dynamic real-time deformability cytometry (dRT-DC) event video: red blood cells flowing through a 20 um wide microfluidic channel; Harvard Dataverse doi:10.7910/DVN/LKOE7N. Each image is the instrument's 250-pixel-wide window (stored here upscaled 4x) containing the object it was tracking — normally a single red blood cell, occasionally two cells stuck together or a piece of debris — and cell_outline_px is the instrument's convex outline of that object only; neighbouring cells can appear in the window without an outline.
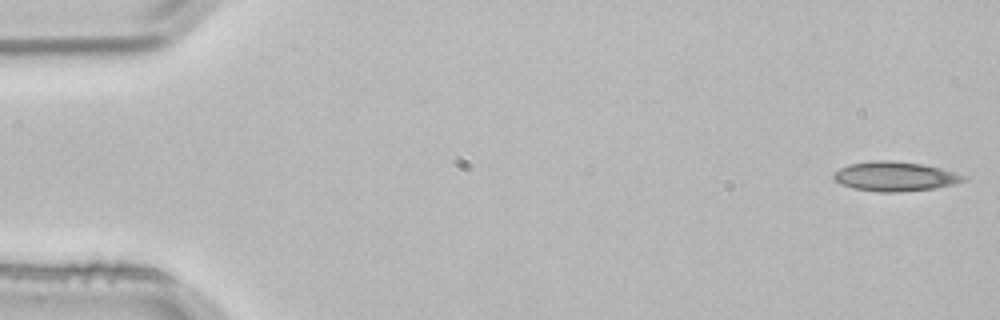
{"species": "common noctule bat (a hibernating species)", "species_latin": "Nyctalus noctula", "temperature_condition": "room temperature", "stored_images_in_passage": 52, "camera_frame_rate_fps": 3000, "um_per_image_px": 0.085, "animal": {"sex": "male", "body_mass_g": 21.5, "forearm_length_mm": 52.0}, "frame": {"image": 1, "passage_image": 1, "time_ms": 0.0, "image_size_px": [1000, 320], "cell_outline_px": [[968, 180], [956, 184], [936, 188], [900, 192], [880, 192], [852, 188], [840, 184], [832, 176], [832, 172], [848, 164], [872, 160], [888, 160], [924, 164], [940, 168], [968, 176]], "centroid_in_image_um": [76.09, 14.99], "position_along_channel_um": 8.9, "area_um2": 22.66}}
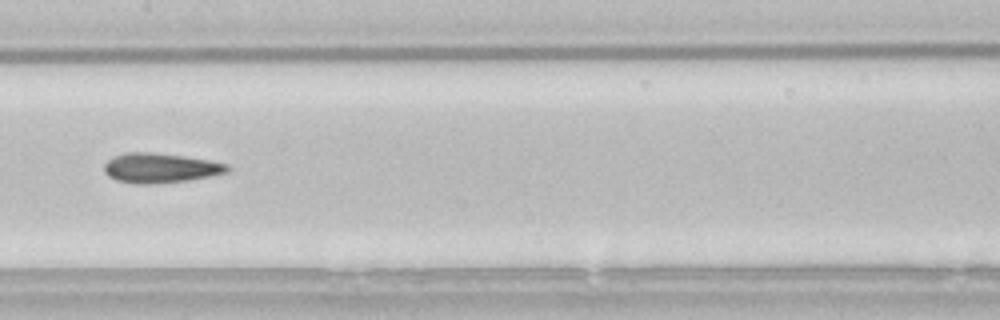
{"frame": {"image": 2, "passage_image": 26, "time_ms": 8.333, "image_size_px": [1000, 320], "cell_outline_px": [[232, 168], [228, 172], [188, 180], [148, 184], [136, 184], [116, 180], [108, 176], [104, 172], [104, 164], [112, 156], [124, 152], [152, 152], [184, 156], [208, 160], [228, 164]], "centroid_in_image_um": [13.59, 14.27], "position_along_channel_um": 193.8, "area_um2": 21.39}}
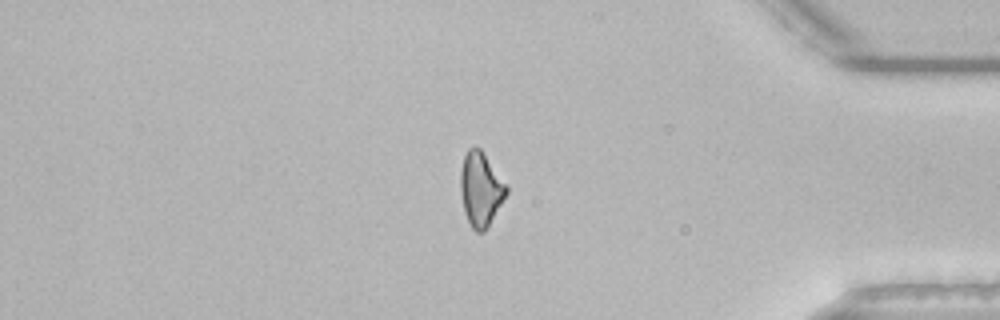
{"frame": {"image": 3, "passage_image": 44, "time_ms": 14.333, "image_size_px": [1000, 320], "cell_outline_px": [[508, 192], [484, 232], [476, 232], [472, 228], [464, 212], [460, 192], [460, 172], [464, 156], [468, 148], [480, 148], [508, 184]], "centroid_in_image_um": [40.86, 16.06], "position_along_channel_um": 394.3, "area_um2": 19.83}, "authors_computed_cell_mechanics": {"area_um2": 20.6635, "velocity_mm_per_s": 3.8433, "shape_relaxation_time_tau1_ms": null, "shape_relaxation_time_tau2_ms": 5.8929, "deformation_change_tau1": null, "deformation_change_tau2": 0.1562}}